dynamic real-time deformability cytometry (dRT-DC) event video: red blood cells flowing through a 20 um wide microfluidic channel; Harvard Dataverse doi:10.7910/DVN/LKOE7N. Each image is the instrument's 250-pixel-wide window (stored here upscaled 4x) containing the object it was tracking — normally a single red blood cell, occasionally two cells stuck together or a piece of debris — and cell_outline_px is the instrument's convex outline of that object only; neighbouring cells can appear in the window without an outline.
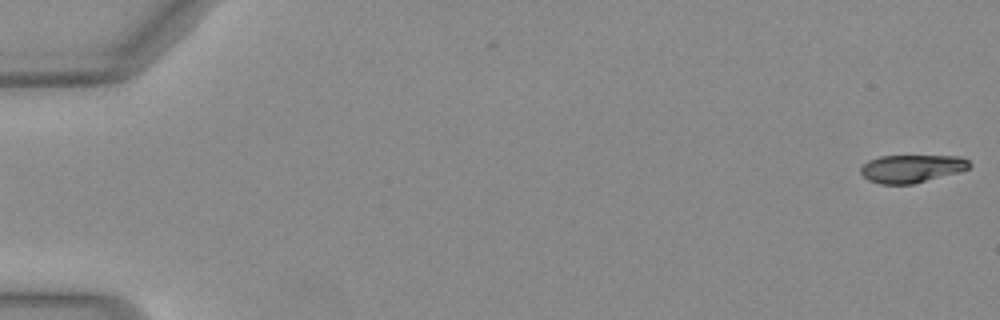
{"species": "Egyptian fruit bat (a non-hibernating species)", "species_latin": "Rousettus aegyptiacus", "temperature_condition": "warm", "stored_images_in_passage": 51, "camera_frame_rate_fps": 3000, "um_per_image_px": 0.085, "animal": {"sex": "female"}, "frame": {"image": 1, "passage_image": 1, "time_ms": 0.0, "image_size_px": [1000, 320], "cell_outline_px": [[972, 164], [968, 168], [960, 172], [912, 184], [880, 184], [868, 180], [860, 172], [860, 168], [868, 160], [880, 156], [960, 156], [968, 160]], "centroid_in_image_um": [77.49, 14.33], "position_along_channel_um": 7.5, "area_um2": 17.69}}
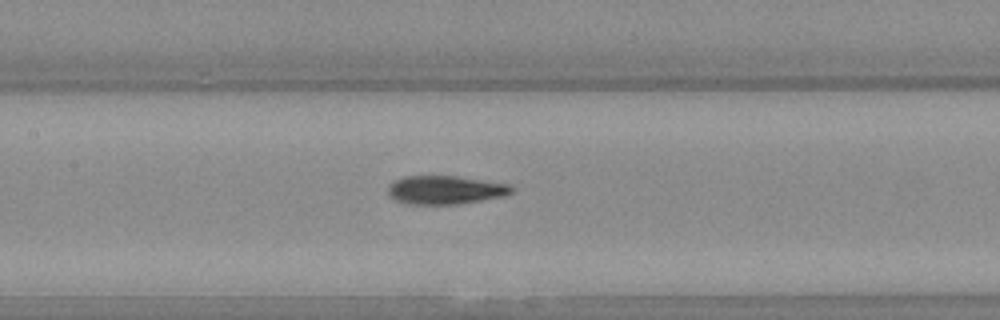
{"frame": {"image": 2, "passage_image": 25, "time_ms": 8.0, "image_size_px": [1000, 320], "cell_outline_px": [[516, 188], [512, 192], [504, 196], [456, 204], [408, 204], [396, 200], [388, 196], [388, 184], [404, 176], [456, 176], [512, 184]], "centroid_in_image_um": [37.86, 16.14], "position_along_channel_um": 169.5, "area_um2": 20.63}}
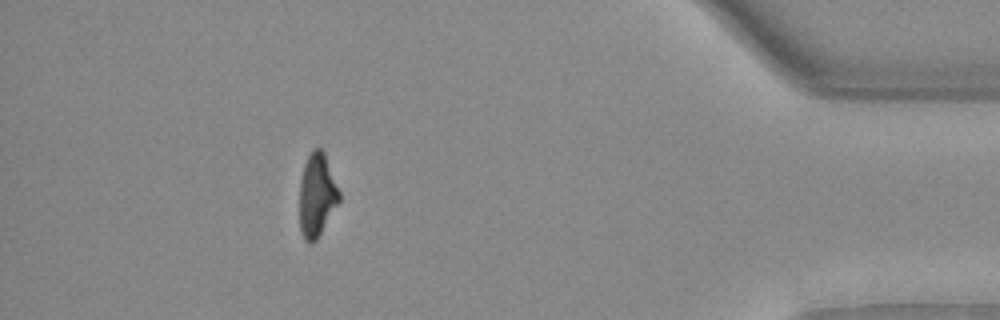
{"frame": {"image": 3, "passage_image": 46, "time_ms": 15.0, "image_size_px": [1000, 320], "cell_outline_px": [[340, 200], [316, 240], [312, 244], [308, 244], [304, 240], [300, 232], [300, 180], [304, 164], [312, 148], [320, 148], [324, 152], [340, 192]], "centroid_in_image_um": [26.92, 16.6], "position_along_channel_um": 408.3, "area_um2": 19.25}, "authors_computed_cell_mechanics": {"area_um2": 20.1144, "velocity_mm_per_s": 4.1058, "shape_relaxation_time_tau1_ms": 9.2194, "shape_relaxation_time_tau2_ms": 2.267, "deformation_change_tau1": 0.2771, "deformation_change_tau2": 0.0797}}